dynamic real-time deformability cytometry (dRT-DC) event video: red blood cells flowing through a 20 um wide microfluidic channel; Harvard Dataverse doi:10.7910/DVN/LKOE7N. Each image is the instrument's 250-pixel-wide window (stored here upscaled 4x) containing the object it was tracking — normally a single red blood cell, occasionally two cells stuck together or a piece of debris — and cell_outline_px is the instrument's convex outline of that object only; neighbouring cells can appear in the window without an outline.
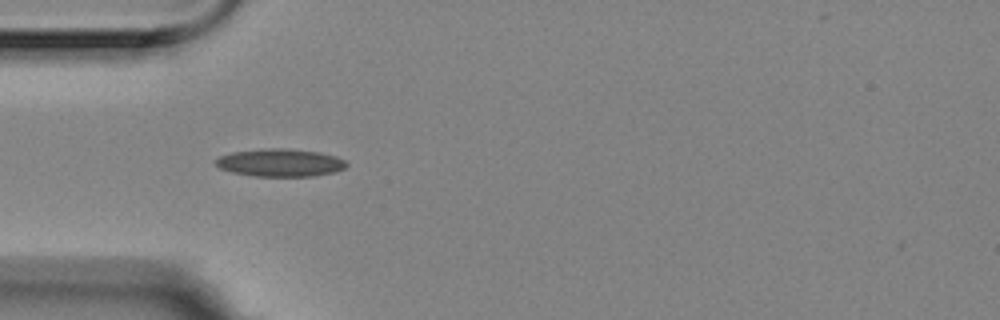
{"species": "Egyptian fruit bat (a non-hibernating species)", "species_latin": "Rousettus aegyptiacus", "temperature_condition": "room temperature", "stored_images_in_passage": 12, "camera_frame_rate_fps": 3000, "um_per_image_px": 0.085, "animal": {"sex": "female"}, "frame": {"image": 1, "passage_image": 2, "time_ms": 0.333, "image_size_px": [1000, 320], "cell_outline_px": [[348, 164], [344, 168], [336, 172], [312, 176], [252, 176], [232, 172], [220, 168], [216, 164], [216, 160], [220, 156], [232, 152], [272, 148], [280, 148], [320, 152], [336, 156], [344, 160]], "centroid_in_image_um": [23.84, 13.83], "position_along_channel_um": 61.2, "area_um2": 20.98}}
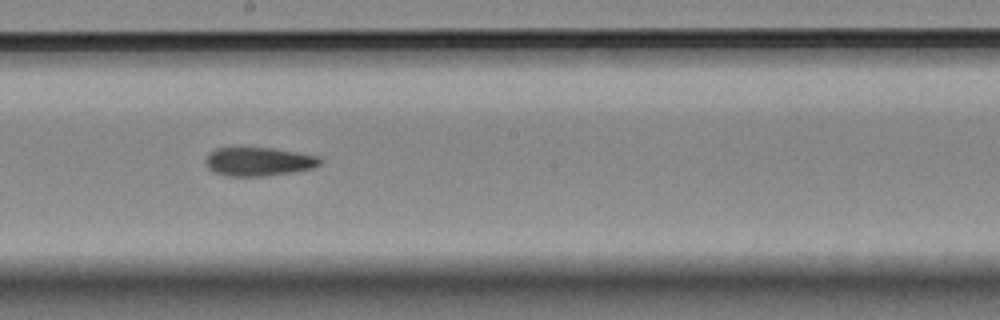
{"frame": {"image": 2, "passage_image": 6, "time_ms": 1.667, "image_size_px": [1000, 320], "cell_outline_px": [[324, 160], [320, 164], [312, 168], [292, 172], [264, 176], [228, 176], [212, 172], [208, 168], [208, 156], [216, 148], [272, 148], [320, 156]], "centroid_in_image_um": [22.04, 13.74], "position_along_channel_um": 226.2, "area_um2": 18.9}}
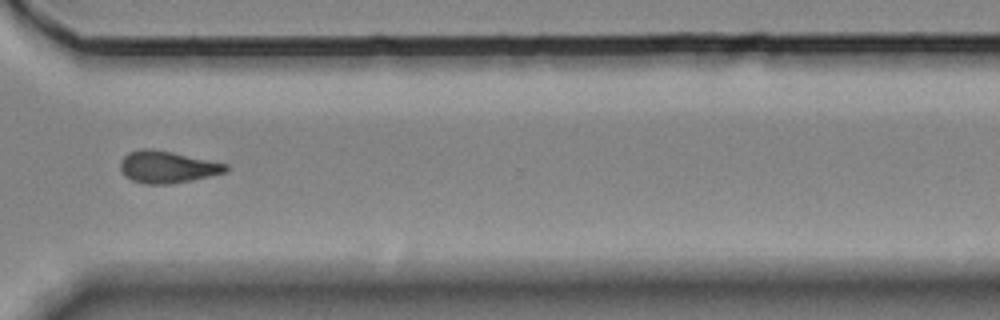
{"frame": {"image": 3, "passage_image": 9, "time_ms": 2.667, "image_size_px": [1000, 320], "cell_outline_px": [[228, 168], [224, 172], [192, 180], [168, 184], [144, 184], [132, 180], [124, 176], [120, 168], [120, 160], [128, 152], [140, 148], [152, 148], [172, 152], [228, 164]], "centroid_in_image_um": [14.16, 14.18], "position_along_channel_um": 356.4, "area_um2": 19.65}}